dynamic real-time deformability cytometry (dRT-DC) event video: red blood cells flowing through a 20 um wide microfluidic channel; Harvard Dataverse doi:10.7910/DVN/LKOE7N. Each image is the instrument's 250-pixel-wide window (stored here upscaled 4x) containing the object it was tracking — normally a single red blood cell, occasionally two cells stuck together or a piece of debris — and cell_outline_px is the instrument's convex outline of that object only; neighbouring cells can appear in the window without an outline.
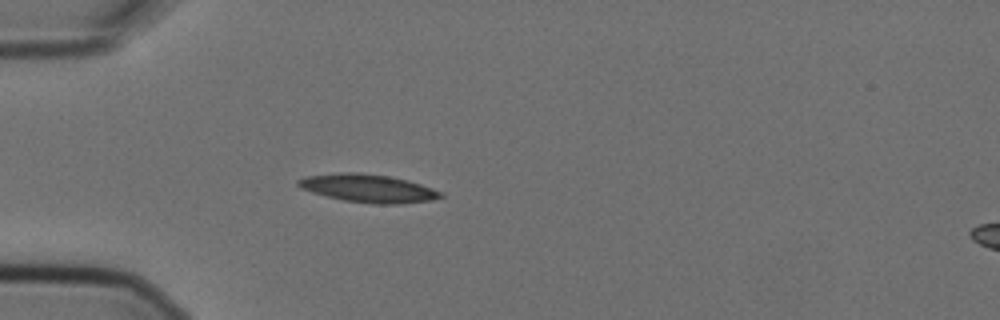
{"species": "Egyptian fruit bat (a non-hibernating species)", "species_latin": "Rousettus aegyptiacus", "temperature_condition": "cold", "stored_images_in_passage": 5, "camera_frame_rate_fps": 3000, "um_per_image_px": 0.085, "animal": {"sex": "female"}, "frame": {"image": 1, "passage_image": 5, "time_ms": 1.333, "image_size_px": [1000, 320], "cell_outline_px": [[444, 196], [432, 200], [400, 204], [372, 204], [344, 200], [312, 192], [300, 188], [296, 184], [296, 180], [308, 176], [340, 172], [356, 172], [388, 176], [408, 180], [444, 192]], "centroid_in_image_um": [31.31, 16.01], "position_along_channel_um": 53.7, "area_um2": 23.29}}